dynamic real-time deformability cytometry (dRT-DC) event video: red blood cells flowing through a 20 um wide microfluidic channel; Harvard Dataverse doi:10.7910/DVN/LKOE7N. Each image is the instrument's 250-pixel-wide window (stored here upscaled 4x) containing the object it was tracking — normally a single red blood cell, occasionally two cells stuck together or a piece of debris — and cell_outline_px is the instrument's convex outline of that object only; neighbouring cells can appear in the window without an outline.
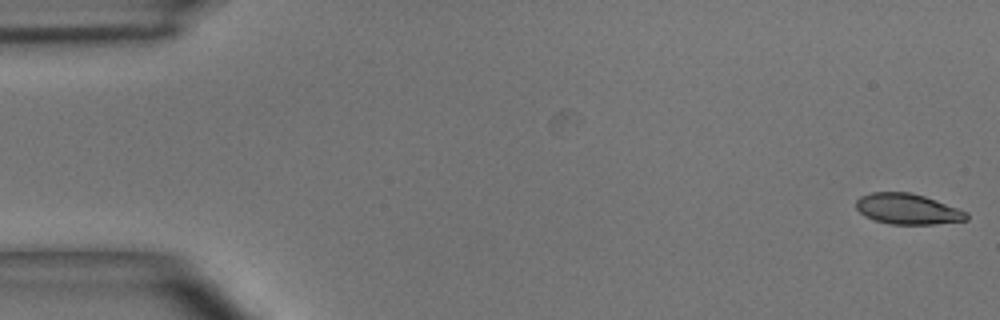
{"species": "common noctule bat (a hibernating species)", "species_latin": "Nyctalus noctula", "temperature_condition": "room temperature", "stored_images_in_passage": 2, "camera_frame_rate_fps": 3000, "um_per_image_px": 0.085, "animal": {"sex": "male", "body_mass_g": 15.6}, "frame": {"image": 1, "passage_image": 2, "time_ms": 0.333, "image_size_px": [1000, 320], "cell_outline_px": [[968, 220], [932, 224], [888, 224], [864, 216], [856, 208], [856, 200], [860, 196], [872, 192], [908, 192], [924, 196], [936, 200], [968, 212]], "centroid_in_image_um": [77.13, 17.76], "position_along_channel_um": 7.9, "area_um2": 19.65}}